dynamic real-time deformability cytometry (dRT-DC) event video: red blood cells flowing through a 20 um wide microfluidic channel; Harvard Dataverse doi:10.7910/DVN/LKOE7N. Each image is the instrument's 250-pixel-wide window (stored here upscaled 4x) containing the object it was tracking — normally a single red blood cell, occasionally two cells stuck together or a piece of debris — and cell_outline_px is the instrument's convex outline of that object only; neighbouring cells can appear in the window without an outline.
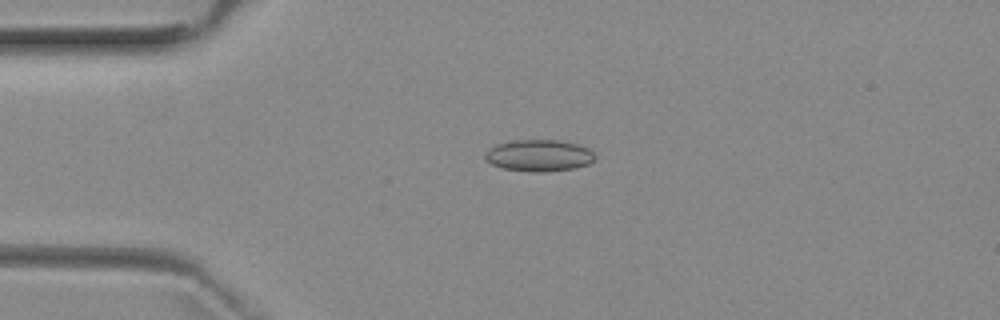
{"species": "common noctule bat (a hibernating species)", "species_latin": "Nyctalus noctula", "temperature_condition": "room temperature", "stored_images_in_passage": 2, "camera_frame_rate_fps": 3000, "um_per_image_px": 0.085, "animal": {"sex": "female", "body_mass_g": 29.2, "forearm_length_mm": 56.3}, "frame": {"image": 1, "passage_image": 1, "time_ms": 0.0, "image_size_px": [1000, 320], "cell_outline_px": [[596, 156], [588, 164], [576, 168], [540, 172], [528, 172], [504, 168], [492, 164], [484, 156], [484, 152], [488, 148], [496, 144], [512, 140], [556, 140], [576, 144], [588, 148]], "centroid_in_image_um": [45.78, 13.21], "position_along_channel_um": 39.2, "area_um2": 20.23}}